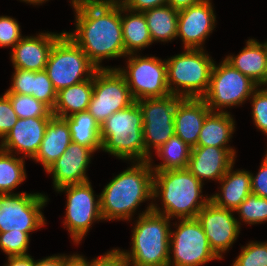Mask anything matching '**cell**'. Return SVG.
Returning <instances> with one entry per match:
<instances>
[{
    "mask_svg": "<svg viewBox=\"0 0 267 266\" xmlns=\"http://www.w3.org/2000/svg\"><path fill=\"white\" fill-rule=\"evenodd\" d=\"M75 29L65 33L83 50L98 69L102 60L120 58L125 53L120 0H71Z\"/></svg>",
    "mask_w": 267,
    "mask_h": 266,
    "instance_id": "cell-1",
    "label": "cell"
},
{
    "mask_svg": "<svg viewBox=\"0 0 267 266\" xmlns=\"http://www.w3.org/2000/svg\"><path fill=\"white\" fill-rule=\"evenodd\" d=\"M132 166L116 175L100 194L103 220L132 219L145 201H153L154 172L149 161H132Z\"/></svg>",
    "mask_w": 267,
    "mask_h": 266,
    "instance_id": "cell-2",
    "label": "cell"
},
{
    "mask_svg": "<svg viewBox=\"0 0 267 266\" xmlns=\"http://www.w3.org/2000/svg\"><path fill=\"white\" fill-rule=\"evenodd\" d=\"M153 172V202L156 198L162 201V209L153 203L154 212L170 219L196 218L210 201V196L201 194L204 184L187 168Z\"/></svg>",
    "mask_w": 267,
    "mask_h": 266,
    "instance_id": "cell-3",
    "label": "cell"
},
{
    "mask_svg": "<svg viewBox=\"0 0 267 266\" xmlns=\"http://www.w3.org/2000/svg\"><path fill=\"white\" fill-rule=\"evenodd\" d=\"M153 201L138 215L131 231V249H122L129 266H168L170 219L152 210Z\"/></svg>",
    "mask_w": 267,
    "mask_h": 266,
    "instance_id": "cell-4",
    "label": "cell"
},
{
    "mask_svg": "<svg viewBox=\"0 0 267 266\" xmlns=\"http://www.w3.org/2000/svg\"><path fill=\"white\" fill-rule=\"evenodd\" d=\"M101 151L126 161H145L143 117L138 102L113 113L100 125Z\"/></svg>",
    "mask_w": 267,
    "mask_h": 266,
    "instance_id": "cell-5",
    "label": "cell"
},
{
    "mask_svg": "<svg viewBox=\"0 0 267 266\" xmlns=\"http://www.w3.org/2000/svg\"><path fill=\"white\" fill-rule=\"evenodd\" d=\"M165 61L171 94L182 98H202L207 93L215 61L205 49L184 48V52Z\"/></svg>",
    "mask_w": 267,
    "mask_h": 266,
    "instance_id": "cell-6",
    "label": "cell"
},
{
    "mask_svg": "<svg viewBox=\"0 0 267 266\" xmlns=\"http://www.w3.org/2000/svg\"><path fill=\"white\" fill-rule=\"evenodd\" d=\"M98 68L64 33L53 45L45 71L56 92L93 77Z\"/></svg>",
    "mask_w": 267,
    "mask_h": 266,
    "instance_id": "cell-7",
    "label": "cell"
},
{
    "mask_svg": "<svg viewBox=\"0 0 267 266\" xmlns=\"http://www.w3.org/2000/svg\"><path fill=\"white\" fill-rule=\"evenodd\" d=\"M127 67H117L125 78L130 93L135 101L144 98H162L170 95L167 84V64L155 56L128 54Z\"/></svg>",
    "mask_w": 267,
    "mask_h": 266,
    "instance_id": "cell-8",
    "label": "cell"
},
{
    "mask_svg": "<svg viewBox=\"0 0 267 266\" xmlns=\"http://www.w3.org/2000/svg\"><path fill=\"white\" fill-rule=\"evenodd\" d=\"M257 87L249 77L223 59L218 65L214 62L209 88L202 99L211 111L223 112L228 107L243 105Z\"/></svg>",
    "mask_w": 267,
    "mask_h": 266,
    "instance_id": "cell-9",
    "label": "cell"
},
{
    "mask_svg": "<svg viewBox=\"0 0 267 266\" xmlns=\"http://www.w3.org/2000/svg\"><path fill=\"white\" fill-rule=\"evenodd\" d=\"M170 231L168 266H201L220 258L210 248L207 236L197 218L178 219ZM173 254V255H172Z\"/></svg>",
    "mask_w": 267,
    "mask_h": 266,
    "instance_id": "cell-10",
    "label": "cell"
},
{
    "mask_svg": "<svg viewBox=\"0 0 267 266\" xmlns=\"http://www.w3.org/2000/svg\"><path fill=\"white\" fill-rule=\"evenodd\" d=\"M48 200L41 193L0 194V232L19 230L30 236L46 225L42 209Z\"/></svg>",
    "mask_w": 267,
    "mask_h": 266,
    "instance_id": "cell-11",
    "label": "cell"
},
{
    "mask_svg": "<svg viewBox=\"0 0 267 266\" xmlns=\"http://www.w3.org/2000/svg\"><path fill=\"white\" fill-rule=\"evenodd\" d=\"M182 97L170 94L162 98H144L138 102L143 117L145 161L152 159L155 151L175 135V112Z\"/></svg>",
    "mask_w": 267,
    "mask_h": 266,
    "instance_id": "cell-12",
    "label": "cell"
},
{
    "mask_svg": "<svg viewBox=\"0 0 267 266\" xmlns=\"http://www.w3.org/2000/svg\"><path fill=\"white\" fill-rule=\"evenodd\" d=\"M67 195L63 225L74 243L79 244L94 222L103 220L100 195L94 194L91 182L67 185L56 190ZM96 196V197H95Z\"/></svg>",
    "mask_w": 267,
    "mask_h": 266,
    "instance_id": "cell-13",
    "label": "cell"
},
{
    "mask_svg": "<svg viewBox=\"0 0 267 266\" xmlns=\"http://www.w3.org/2000/svg\"><path fill=\"white\" fill-rule=\"evenodd\" d=\"M130 89L125 78L116 67L98 69L93 75V93L88 112L101 125L113 113L133 104Z\"/></svg>",
    "mask_w": 267,
    "mask_h": 266,
    "instance_id": "cell-14",
    "label": "cell"
},
{
    "mask_svg": "<svg viewBox=\"0 0 267 266\" xmlns=\"http://www.w3.org/2000/svg\"><path fill=\"white\" fill-rule=\"evenodd\" d=\"M234 212L209 201L196 217L207 236L210 248L220 259L229 251L240 233L242 224L234 217Z\"/></svg>",
    "mask_w": 267,
    "mask_h": 266,
    "instance_id": "cell-15",
    "label": "cell"
},
{
    "mask_svg": "<svg viewBox=\"0 0 267 266\" xmlns=\"http://www.w3.org/2000/svg\"><path fill=\"white\" fill-rule=\"evenodd\" d=\"M216 26L211 0H203L178 11L177 37L184 48L204 49L203 44Z\"/></svg>",
    "mask_w": 267,
    "mask_h": 266,
    "instance_id": "cell-16",
    "label": "cell"
},
{
    "mask_svg": "<svg viewBox=\"0 0 267 266\" xmlns=\"http://www.w3.org/2000/svg\"><path fill=\"white\" fill-rule=\"evenodd\" d=\"M93 153L91 148L71 142L65 152L45 171L52 174L54 189L88 182L86 171Z\"/></svg>",
    "mask_w": 267,
    "mask_h": 266,
    "instance_id": "cell-17",
    "label": "cell"
},
{
    "mask_svg": "<svg viewBox=\"0 0 267 266\" xmlns=\"http://www.w3.org/2000/svg\"><path fill=\"white\" fill-rule=\"evenodd\" d=\"M51 117L19 118L1 140L0 149L11 154H23L33 159L40 148Z\"/></svg>",
    "mask_w": 267,
    "mask_h": 266,
    "instance_id": "cell-18",
    "label": "cell"
},
{
    "mask_svg": "<svg viewBox=\"0 0 267 266\" xmlns=\"http://www.w3.org/2000/svg\"><path fill=\"white\" fill-rule=\"evenodd\" d=\"M235 158L234 148L195 146L191 150L187 169L203 184L205 180L219 181L235 164Z\"/></svg>",
    "mask_w": 267,
    "mask_h": 266,
    "instance_id": "cell-19",
    "label": "cell"
},
{
    "mask_svg": "<svg viewBox=\"0 0 267 266\" xmlns=\"http://www.w3.org/2000/svg\"><path fill=\"white\" fill-rule=\"evenodd\" d=\"M64 33L65 31L60 34L45 31L36 36H23L11 51L13 68L34 72L45 70L54 43Z\"/></svg>",
    "mask_w": 267,
    "mask_h": 266,
    "instance_id": "cell-20",
    "label": "cell"
},
{
    "mask_svg": "<svg viewBox=\"0 0 267 266\" xmlns=\"http://www.w3.org/2000/svg\"><path fill=\"white\" fill-rule=\"evenodd\" d=\"M210 111L202 98H182L175 112V135L191 148L197 146L204 120Z\"/></svg>",
    "mask_w": 267,
    "mask_h": 266,
    "instance_id": "cell-21",
    "label": "cell"
},
{
    "mask_svg": "<svg viewBox=\"0 0 267 266\" xmlns=\"http://www.w3.org/2000/svg\"><path fill=\"white\" fill-rule=\"evenodd\" d=\"M233 68L249 77L258 86H267V45L256 39H248L238 55H228L224 59Z\"/></svg>",
    "mask_w": 267,
    "mask_h": 266,
    "instance_id": "cell-22",
    "label": "cell"
},
{
    "mask_svg": "<svg viewBox=\"0 0 267 266\" xmlns=\"http://www.w3.org/2000/svg\"><path fill=\"white\" fill-rule=\"evenodd\" d=\"M5 93L32 95L53 110L57 92L45 70L28 71L14 68L10 88Z\"/></svg>",
    "mask_w": 267,
    "mask_h": 266,
    "instance_id": "cell-23",
    "label": "cell"
},
{
    "mask_svg": "<svg viewBox=\"0 0 267 266\" xmlns=\"http://www.w3.org/2000/svg\"><path fill=\"white\" fill-rule=\"evenodd\" d=\"M234 164L218 181L220 193L210 196V201L221 208L235 210L251 193V174L243 169L233 170Z\"/></svg>",
    "mask_w": 267,
    "mask_h": 266,
    "instance_id": "cell-24",
    "label": "cell"
},
{
    "mask_svg": "<svg viewBox=\"0 0 267 266\" xmlns=\"http://www.w3.org/2000/svg\"><path fill=\"white\" fill-rule=\"evenodd\" d=\"M71 142L67 121L53 115L47 125L38 153L32 160L40 162L46 171L65 152Z\"/></svg>",
    "mask_w": 267,
    "mask_h": 266,
    "instance_id": "cell-25",
    "label": "cell"
},
{
    "mask_svg": "<svg viewBox=\"0 0 267 266\" xmlns=\"http://www.w3.org/2000/svg\"><path fill=\"white\" fill-rule=\"evenodd\" d=\"M235 132V121L228 111H210L200 131L197 146L232 148L229 141Z\"/></svg>",
    "mask_w": 267,
    "mask_h": 266,
    "instance_id": "cell-26",
    "label": "cell"
},
{
    "mask_svg": "<svg viewBox=\"0 0 267 266\" xmlns=\"http://www.w3.org/2000/svg\"><path fill=\"white\" fill-rule=\"evenodd\" d=\"M121 24L127 55L138 53L153 43L143 12L129 10L121 4Z\"/></svg>",
    "mask_w": 267,
    "mask_h": 266,
    "instance_id": "cell-27",
    "label": "cell"
},
{
    "mask_svg": "<svg viewBox=\"0 0 267 266\" xmlns=\"http://www.w3.org/2000/svg\"><path fill=\"white\" fill-rule=\"evenodd\" d=\"M93 93V77L57 92L52 114L66 118L75 113L87 111Z\"/></svg>",
    "mask_w": 267,
    "mask_h": 266,
    "instance_id": "cell-28",
    "label": "cell"
},
{
    "mask_svg": "<svg viewBox=\"0 0 267 266\" xmlns=\"http://www.w3.org/2000/svg\"><path fill=\"white\" fill-rule=\"evenodd\" d=\"M152 42H170L177 39L178 10L170 5L155 7L143 12Z\"/></svg>",
    "mask_w": 267,
    "mask_h": 266,
    "instance_id": "cell-29",
    "label": "cell"
},
{
    "mask_svg": "<svg viewBox=\"0 0 267 266\" xmlns=\"http://www.w3.org/2000/svg\"><path fill=\"white\" fill-rule=\"evenodd\" d=\"M64 119L68 123L72 142L87 146L94 152L101 150L100 125L88 111Z\"/></svg>",
    "mask_w": 267,
    "mask_h": 266,
    "instance_id": "cell-30",
    "label": "cell"
},
{
    "mask_svg": "<svg viewBox=\"0 0 267 266\" xmlns=\"http://www.w3.org/2000/svg\"><path fill=\"white\" fill-rule=\"evenodd\" d=\"M192 148L181 138L174 135L155 152L163 162L153 165L149 160L153 171H165L187 168Z\"/></svg>",
    "mask_w": 267,
    "mask_h": 266,
    "instance_id": "cell-31",
    "label": "cell"
},
{
    "mask_svg": "<svg viewBox=\"0 0 267 266\" xmlns=\"http://www.w3.org/2000/svg\"><path fill=\"white\" fill-rule=\"evenodd\" d=\"M0 149V194L12 192L27 178L25 158Z\"/></svg>",
    "mask_w": 267,
    "mask_h": 266,
    "instance_id": "cell-32",
    "label": "cell"
},
{
    "mask_svg": "<svg viewBox=\"0 0 267 266\" xmlns=\"http://www.w3.org/2000/svg\"><path fill=\"white\" fill-rule=\"evenodd\" d=\"M18 118L52 117V110L32 95L5 93Z\"/></svg>",
    "mask_w": 267,
    "mask_h": 266,
    "instance_id": "cell-33",
    "label": "cell"
},
{
    "mask_svg": "<svg viewBox=\"0 0 267 266\" xmlns=\"http://www.w3.org/2000/svg\"><path fill=\"white\" fill-rule=\"evenodd\" d=\"M245 224H261L267 221V198L251 193L235 210Z\"/></svg>",
    "mask_w": 267,
    "mask_h": 266,
    "instance_id": "cell-34",
    "label": "cell"
},
{
    "mask_svg": "<svg viewBox=\"0 0 267 266\" xmlns=\"http://www.w3.org/2000/svg\"><path fill=\"white\" fill-rule=\"evenodd\" d=\"M232 266H267V241H252L241 246V252Z\"/></svg>",
    "mask_w": 267,
    "mask_h": 266,
    "instance_id": "cell-35",
    "label": "cell"
},
{
    "mask_svg": "<svg viewBox=\"0 0 267 266\" xmlns=\"http://www.w3.org/2000/svg\"><path fill=\"white\" fill-rule=\"evenodd\" d=\"M30 236L21 231L0 232V249L6 256L28 255Z\"/></svg>",
    "mask_w": 267,
    "mask_h": 266,
    "instance_id": "cell-36",
    "label": "cell"
},
{
    "mask_svg": "<svg viewBox=\"0 0 267 266\" xmlns=\"http://www.w3.org/2000/svg\"><path fill=\"white\" fill-rule=\"evenodd\" d=\"M258 86L249 98L252 103V119L255 127L267 135V86Z\"/></svg>",
    "mask_w": 267,
    "mask_h": 266,
    "instance_id": "cell-37",
    "label": "cell"
},
{
    "mask_svg": "<svg viewBox=\"0 0 267 266\" xmlns=\"http://www.w3.org/2000/svg\"><path fill=\"white\" fill-rule=\"evenodd\" d=\"M18 21L10 16H0V47H11V49L22 38Z\"/></svg>",
    "mask_w": 267,
    "mask_h": 266,
    "instance_id": "cell-38",
    "label": "cell"
},
{
    "mask_svg": "<svg viewBox=\"0 0 267 266\" xmlns=\"http://www.w3.org/2000/svg\"><path fill=\"white\" fill-rule=\"evenodd\" d=\"M10 103L9 97L4 93L0 96V138L1 140L13 128L18 120Z\"/></svg>",
    "mask_w": 267,
    "mask_h": 266,
    "instance_id": "cell-39",
    "label": "cell"
},
{
    "mask_svg": "<svg viewBox=\"0 0 267 266\" xmlns=\"http://www.w3.org/2000/svg\"><path fill=\"white\" fill-rule=\"evenodd\" d=\"M90 266H129L121 249L113 248L90 261Z\"/></svg>",
    "mask_w": 267,
    "mask_h": 266,
    "instance_id": "cell-40",
    "label": "cell"
},
{
    "mask_svg": "<svg viewBox=\"0 0 267 266\" xmlns=\"http://www.w3.org/2000/svg\"><path fill=\"white\" fill-rule=\"evenodd\" d=\"M252 193L267 198V151L257 174L251 173Z\"/></svg>",
    "mask_w": 267,
    "mask_h": 266,
    "instance_id": "cell-41",
    "label": "cell"
},
{
    "mask_svg": "<svg viewBox=\"0 0 267 266\" xmlns=\"http://www.w3.org/2000/svg\"><path fill=\"white\" fill-rule=\"evenodd\" d=\"M121 4L129 10L144 12L155 7L167 5V0H121Z\"/></svg>",
    "mask_w": 267,
    "mask_h": 266,
    "instance_id": "cell-42",
    "label": "cell"
},
{
    "mask_svg": "<svg viewBox=\"0 0 267 266\" xmlns=\"http://www.w3.org/2000/svg\"><path fill=\"white\" fill-rule=\"evenodd\" d=\"M62 266H90L89 260L80 254H62Z\"/></svg>",
    "mask_w": 267,
    "mask_h": 266,
    "instance_id": "cell-43",
    "label": "cell"
},
{
    "mask_svg": "<svg viewBox=\"0 0 267 266\" xmlns=\"http://www.w3.org/2000/svg\"><path fill=\"white\" fill-rule=\"evenodd\" d=\"M7 263L4 266H34L35 260L30 254L23 256L7 257Z\"/></svg>",
    "mask_w": 267,
    "mask_h": 266,
    "instance_id": "cell-44",
    "label": "cell"
},
{
    "mask_svg": "<svg viewBox=\"0 0 267 266\" xmlns=\"http://www.w3.org/2000/svg\"><path fill=\"white\" fill-rule=\"evenodd\" d=\"M34 266H62V255H52L35 261Z\"/></svg>",
    "mask_w": 267,
    "mask_h": 266,
    "instance_id": "cell-45",
    "label": "cell"
},
{
    "mask_svg": "<svg viewBox=\"0 0 267 266\" xmlns=\"http://www.w3.org/2000/svg\"><path fill=\"white\" fill-rule=\"evenodd\" d=\"M202 1L203 0H167V4L170 5L173 9L179 11Z\"/></svg>",
    "mask_w": 267,
    "mask_h": 266,
    "instance_id": "cell-46",
    "label": "cell"
},
{
    "mask_svg": "<svg viewBox=\"0 0 267 266\" xmlns=\"http://www.w3.org/2000/svg\"><path fill=\"white\" fill-rule=\"evenodd\" d=\"M22 2H25V3H29L30 5H42L43 3H45L46 1H49V0H20Z\"/></svg>",
    "mask_w": 267,
    "mask_h": 266,
    "instance_id": "cell-47",
    "label": "cell"
}]
</instances>
